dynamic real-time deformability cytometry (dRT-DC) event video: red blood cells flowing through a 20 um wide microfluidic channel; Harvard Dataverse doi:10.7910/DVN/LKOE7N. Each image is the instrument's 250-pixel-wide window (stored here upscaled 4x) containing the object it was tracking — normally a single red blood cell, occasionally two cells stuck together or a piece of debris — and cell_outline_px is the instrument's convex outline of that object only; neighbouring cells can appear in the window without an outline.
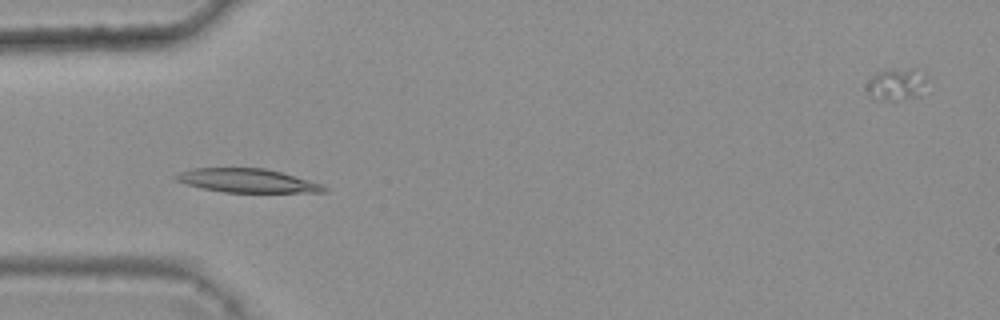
{"species": "common noctule bat (a hibernating species)", "species_latin": "Nyctalus noctula", "temperature_condition": "warm", "stored_images_in_passage": 46, "camera_frame_rate_fps": 3000, "um_per_image_px": 0.085, "animal": {"sex": "female", "body_mass_g": 25.1}, "frame": {"image": 1, "passage_image": 17, "time_ms": 5.333, "image_size_px": [1000, 320], "cell_outline_px": [[328, 192], [224, 192], [204, 188], [188, 184], [176, 180], [172, 176], [180, 172], [192, 168], [264, 168], [280, 172], [324, 184], [328, 188]], "centroid_in_image_um": [21.05, 15.35], "position_along_channel_um": 63.9, "area_um2": 20.35}}
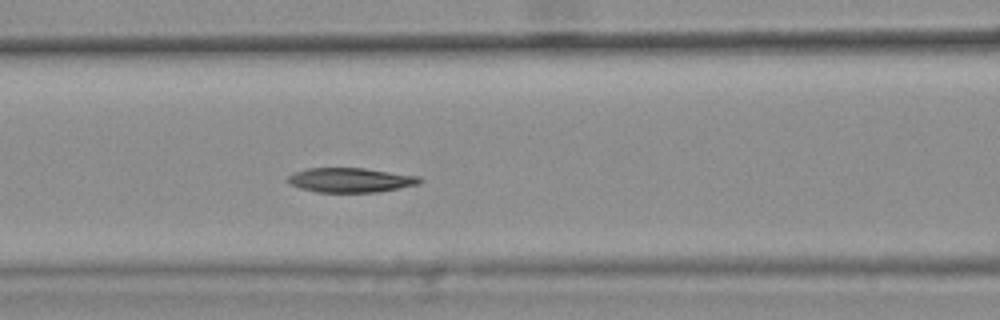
{"frame": {"image": 2, "passage_image": 23, "time_ms": 7.333, "image_size_px": [1000, 320], "cell_outline_px": [[424, 180], [420, 184], [400, 188], [376, 192], [316, 192], [300, 188], [284, 180], [292, 172], [308, 168], [364, 168], [420, 176]], "centroid_in_image_um": [29.8, 15.3], "position_along_channel_um": 136.8, "area_um2": 19.02}}
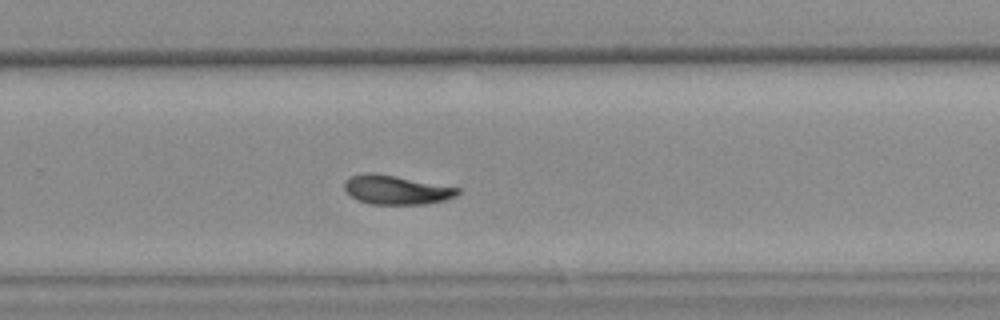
{"frame": {"image": 3, "passage_image": 36, "time_ms": 11.667, "image_size_px": [1000, 320], "cell_outline_px": [[460, 192], [456, 196], [444, 200], [424, 204], [368, 204], [356, 200], [344, 188], [344, 180], [352, 176], [364, 172], [372, 172], [460, 188]], "centroid_in_image_um": [33.65, 16.14], "position_along_channel_um": 296.2, "area_um2": 19.07}, "authors_computed_cell_mechanics": {"area_um2": 20.0855, "velocity_mm_per_s": 3.6851, "shape_relaxation_time_tau1_ms": 7.7254, "shape_relaxation_time_tau2_ms": 4.2544, "deformation_change_tau1": 0.1853, "deformation_change_tau2": 0.0934}}